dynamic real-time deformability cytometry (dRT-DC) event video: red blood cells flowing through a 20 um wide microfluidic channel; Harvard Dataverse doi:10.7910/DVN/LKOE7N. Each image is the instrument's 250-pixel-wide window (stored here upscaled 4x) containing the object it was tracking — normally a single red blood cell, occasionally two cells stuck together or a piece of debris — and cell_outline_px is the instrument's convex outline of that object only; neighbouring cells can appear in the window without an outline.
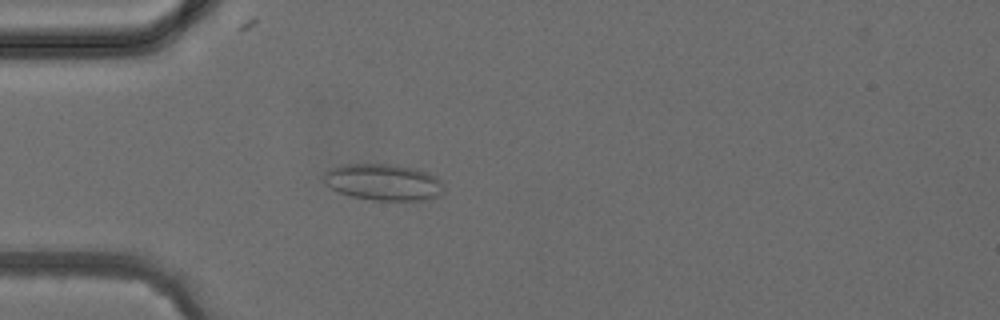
{"species": "common noctule bat (a hibernating species)", "species_latin": "Nyctalus noctula", "temperature_condition": "cold", "stored_images_in_passage": 3, "camera_frame_rate_fps": 3000, "um_per_image_px": 0.085, "animal": {"sex": "female", "body_mass_g": 24.6, "forearm_length_mm": 56.2}, "frame": {"image": 1, "passage_image": 3, "time_ms": 2.333, "image_size_px": [1000, 320], "cell_outline_px": [[444, 192], [440, 196], [420, 200], [372, 200], [352, 196], [340, 192], [324, 184], [320, 176], [328, 168], [344, 164], [392, 164], [416, 168], [428, 172], [436, 176], [444, 184]], "centroid_in_image_um": [32.57, 15.47], "position_along_channel_um": 52.4, "area_um2": 25.95}}